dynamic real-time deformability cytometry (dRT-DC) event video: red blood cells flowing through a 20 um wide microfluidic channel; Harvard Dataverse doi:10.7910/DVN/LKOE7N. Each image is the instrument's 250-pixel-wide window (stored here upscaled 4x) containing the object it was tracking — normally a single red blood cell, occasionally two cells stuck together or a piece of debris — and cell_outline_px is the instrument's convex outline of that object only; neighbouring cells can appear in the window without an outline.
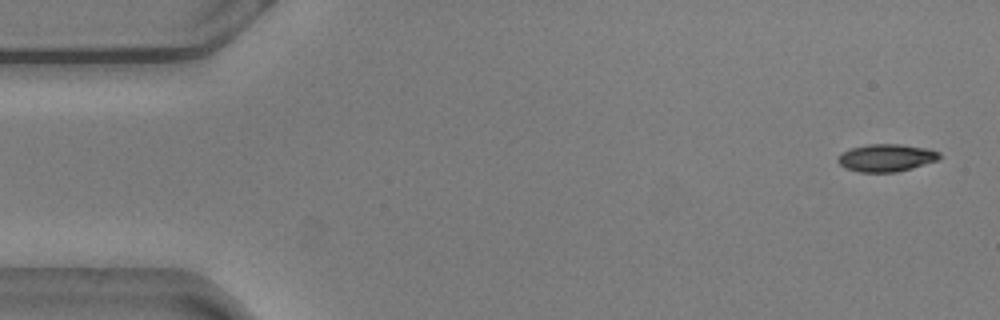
{"species": "common noctule bat (a hibernating species)", "species_latin": "Nyctalus noctula", "temperature_condition": "warm", "stored_images_in_passage": 9, "camera_frame_rate_fps": 3000, "um_per_image_px": 0.085, "animal": {"sex": "male", "body_mass_g": 20.5, "forearm_length_mm": 52.5}, "frame": {"image": 1, "passage_image": 2, "time_ms": 0.333, "image_size_px": [1000, 320], "cell_outline_px": [[940, 156], [936, 160], [912, 168], [896, 172], [860, 172], [844, 168], [836, 160], [836, 156], [852, 148], [868, 144], [900, 144], [924, 148], [940, 152]], "centroid_in_image_um": [75.28, 13.42], "position_along_channel_um": 9.7, "area_um2": 16.13}}